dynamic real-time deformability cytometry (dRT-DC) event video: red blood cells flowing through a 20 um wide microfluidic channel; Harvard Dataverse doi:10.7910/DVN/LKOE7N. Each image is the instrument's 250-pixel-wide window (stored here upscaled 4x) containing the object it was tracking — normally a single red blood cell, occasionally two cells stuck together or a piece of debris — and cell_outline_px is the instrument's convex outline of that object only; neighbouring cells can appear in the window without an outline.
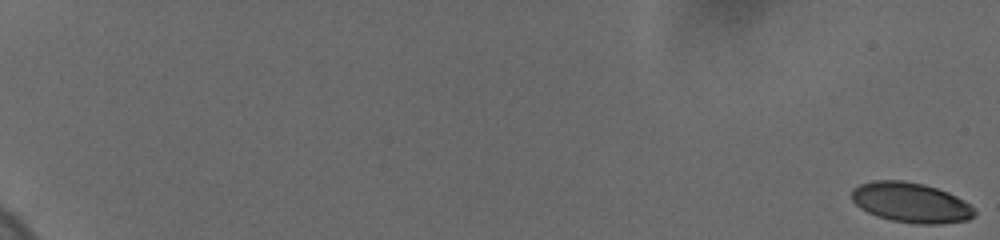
{"species": "human", "species_latin": "Homo sapiens", "temperature_condition": "cold", "stored_images_in_passage": 61, "camera_frame_rate_fps": 3000, "um_per_image_px": 0.085, "donor": {"sex": "female"}, "frame": {"image": 1, "passage_image": 1, "time_ms": 0.0, "image_size_px": [1000, 240], "cell_outline_px": [[976, 212], [968, 220], [936, 224], [916, 224], [892, 220], [876, 216], [860, 208], [852, 200], [852, 188], [860, 184], [872, 180], [904, 180], [924, 184], [948, 192], [964, 200]], "centroid_in_image_um": [77.39, 17.21], "position_along_channel_um": 7.6, "area_um2": 28.61}}
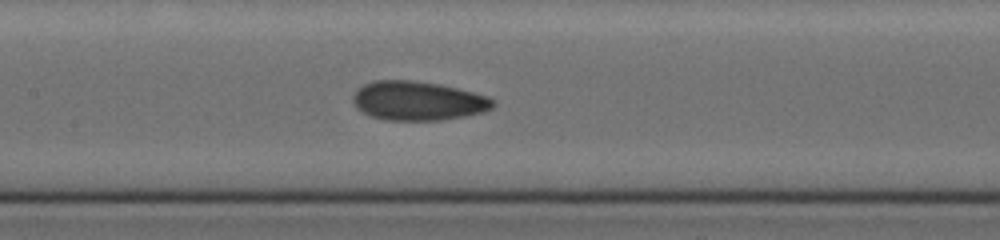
{"frame": {"image": 2, "passage_image": 34, "time_ms": 11.0, "image_size_px": [1000, 240], "cell_outline_px": [[496, 104], [492, 108], [484, 112], [464, 116], [440, 120], [384, 120], [372, 116], [356, 108], [352, 100], [352, 96], [356, 88], [372, 80], [412, 80], [440, 84], [488, 96], [496, 100]], "centroid_in_image_um": [35.51, 8.56], "position_along_channel_um": 171.9, "area_um2": 32.14}}
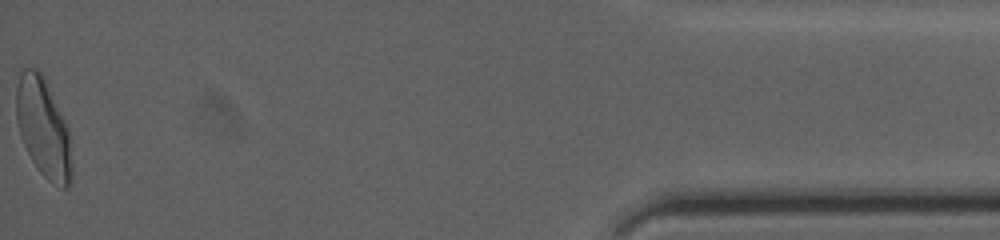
{"frame": {"image": 3, "passage_image": 61, "time_ms": 20.0, "image_size_px": [1000, 240], "cell_outline_px": [[72, 180], [68, 188], [60, 188], [48, 180], [40, 172], [32, 160], [20, 136], [16, 120], [16, 84], [20, 72], [24, 68], [36, 68], [44, 76], [48, 84], [68, 128], [72, 168]], "centroid_in_image_um": [3.68, 10.87], "position_along_channel_um": 431.5, "area_um2": 32.19}, "authors_computed_cell_mechanics": {"area_um2": 30.2872, "velocity_mm_per_s": 3.6613, "shape_relaxation_time_tau1_ms": 5.4927, "shape_relaxation_time_tau2_ms": 1.4174, "deformation_change_tau1": 0.1384, "deformation_change_tau2": 0.0603}}